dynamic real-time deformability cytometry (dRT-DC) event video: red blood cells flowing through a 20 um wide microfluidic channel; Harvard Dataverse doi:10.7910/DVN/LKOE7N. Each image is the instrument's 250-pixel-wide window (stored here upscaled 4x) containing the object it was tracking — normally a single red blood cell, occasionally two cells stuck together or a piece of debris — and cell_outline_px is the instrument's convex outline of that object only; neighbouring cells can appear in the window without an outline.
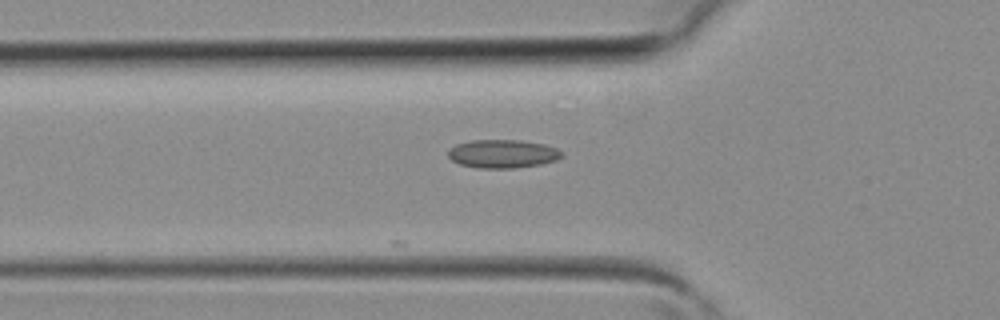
{"species": "common noctule bat (a hibernating species)", "species_latin": "Nyctalus noctula", "temperature_condition": "room temperature", "stored_images_in_passage": 8, "camera_frame_rate_fps": 3000, "um_per_image_px": 0.085, "animal": {"sex": "female", "body_mass_g": 19.3, "forearm_length_mm": 54.1}, "frame": {"image": 1, "passage_image": 3, "time_ms": 0.667, "image_size_px": [1000, 320], "cell_outline_px": [[564, 156], [556, 160], [540, 164], [516, 168], [480, 168], [460, 164], [452, 160], [448, 156], [448, 152], [456, 144], [472, 140], [520, 140], [544, 144], [556, 148]], "centroid_in_image_um": [42.73, 13.07], "position_along_channel_um": 83.1, "area_um2": 18.67}}
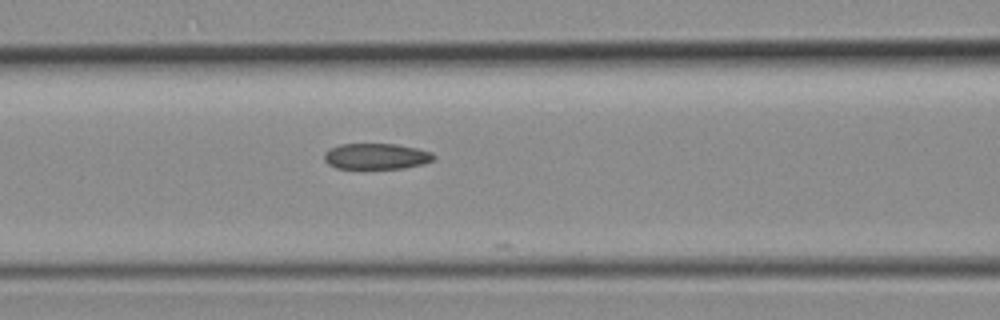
{"frame": {"image": 2, "passage_image": 6, "time_ms": 1.667, "image_size_px": [1000, 320], "cell_outline_px": [[436, 156], [432, 160], [424, 164], [404, 168], [336, 168], [328, 164], [324, 160], [324, 152], [340, 144], [396, 144], [416, 148], [432, 152]], "centroid_in_image_um": [31.99, 13.28], "position_along_channel_um": 134.6, "area_um2": 16.47}}